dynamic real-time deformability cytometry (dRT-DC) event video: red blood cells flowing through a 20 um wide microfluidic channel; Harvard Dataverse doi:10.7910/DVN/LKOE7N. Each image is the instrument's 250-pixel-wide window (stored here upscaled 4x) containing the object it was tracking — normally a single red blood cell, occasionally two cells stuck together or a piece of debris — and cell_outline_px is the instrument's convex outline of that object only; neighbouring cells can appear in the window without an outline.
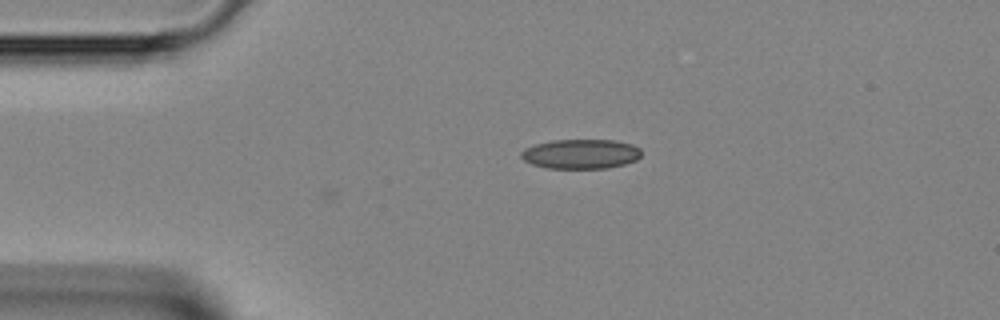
{"species": "Egyptian fruit bat (a non-hibernating species)", "species_latin": "Rousettus aegyptiacus", "temperature_condition": "room temperature", "stored_images_in_passage": 2, "camera_frame_rate_fps": 3000, "um_per_image_px": 0.085, "animal": {"sex": "female"}, "frame": {"image": 1, "passage_image": 2, "time_ms": 0.333, "image_size_px": [1000, 320], "cell_outline_px": [[640, 156], [636, 160], [624, 164], [608, 168], [548, 168], [532, 164], [524, 160], [520, 156], [520, 152], [524, 148], [536, 144], [552, 140], [616, 140], [632, 144], [640, 148]], "centroid_in_image_um": [49.36, 13.08], "position_along_channel_um": 35.6, "area_um2": 20.75}}